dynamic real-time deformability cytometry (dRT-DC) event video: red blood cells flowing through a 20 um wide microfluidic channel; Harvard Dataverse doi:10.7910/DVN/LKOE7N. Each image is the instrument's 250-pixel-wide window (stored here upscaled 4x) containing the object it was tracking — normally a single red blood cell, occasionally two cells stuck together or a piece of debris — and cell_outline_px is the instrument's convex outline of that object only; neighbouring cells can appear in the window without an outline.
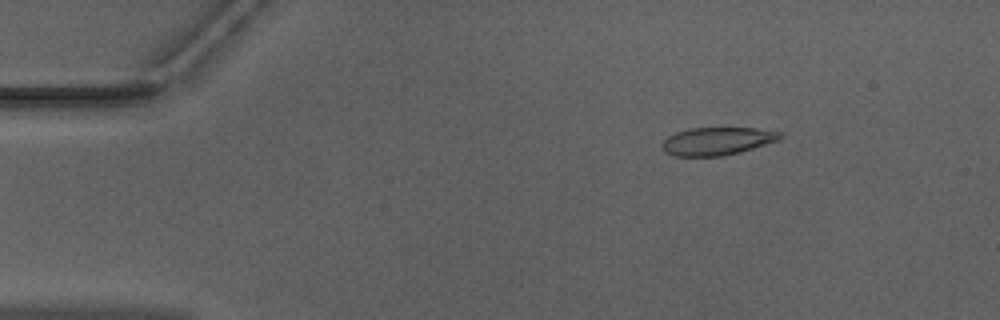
{"species": "Egyptian fruit bat (a non-hibernating species)", "species_latin": "Rousettus aegyptiacus", "temperature_condition": "warm", "stored_images_in_passage": 48, "camera_frame_rate_fps": 3000, "um_per_image_px": 0.085, "animal": {"sex": "male"}, "frame": {"image": 1, "passage_image": 4, "time_ms": 1.0, "image_size_px": [1000, 320], "cell_outline_px": [[784, 136], [780, 140], [740, 152], [720, 156], [672, 156], [664, 152], [660, 144], [668, 136], [676, 132], [692, 128], [756, 128], [784, 132]], "centroid_in_image_um": [60.98, 12.0], "position_along_channel_um": 24.0, "area_um2": 19.36}}
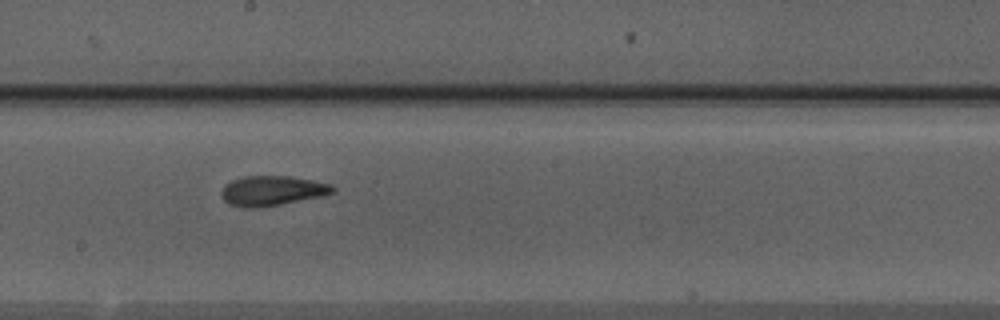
{"frame": {"image": 2, "passage_image": 25, "time_ms": 8.0, "image_size_px": [1000, 320], "cell_outline_px": [[336, 188], [332, 192], [324, 196], [260, 208], [244, 208], [228, 204], [224, 200], [220, 192], [224, 184], [232, 180], [244, 176], [288, 176], [312, 180], [332, 184]], "centroid_in_image_um": [23.11, 16.22], "position_along_channel_um": 225.1, "area_um2": 19.59}}
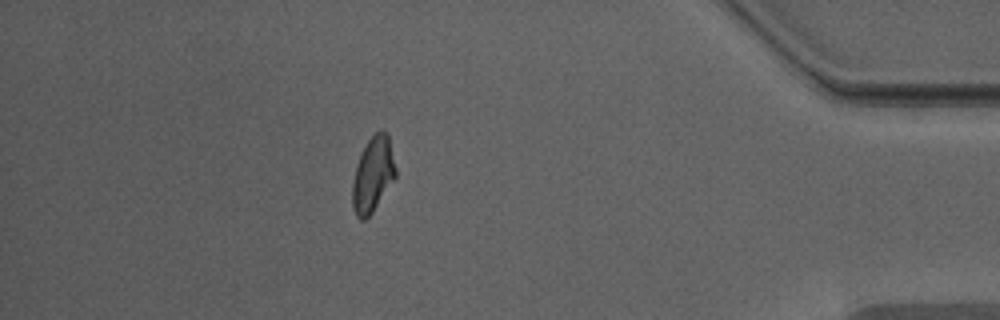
{"frame": {"image": 3, "passage_image": 42, "time_ms": 13.667, "image_size_px": [1000, 320], "cell_outline_px": [[396, 176], [372, 212], [364, 220], [360, 220], [356, 216], [352, 208], [352, 184], [356, 164], [368, 140], [380, 128], [388, 132], [396, 168]], "centroid_in_image_um": [31.69, 14.81], "position_along_channel_um": 403.5, "area_um2": 18.9}, "authors_computed_cell_mechanics": {"area_um2": 19.1318, "velocity_mm_per_s": 3.9636, "shape_relaxation_time_tau1_ms": 10.2942, "shape_relaxation_time_tau2_ms": 3.0603, "deformation_change_tau1": 0.2158, "deformation_change_tau2": 0.0886}}